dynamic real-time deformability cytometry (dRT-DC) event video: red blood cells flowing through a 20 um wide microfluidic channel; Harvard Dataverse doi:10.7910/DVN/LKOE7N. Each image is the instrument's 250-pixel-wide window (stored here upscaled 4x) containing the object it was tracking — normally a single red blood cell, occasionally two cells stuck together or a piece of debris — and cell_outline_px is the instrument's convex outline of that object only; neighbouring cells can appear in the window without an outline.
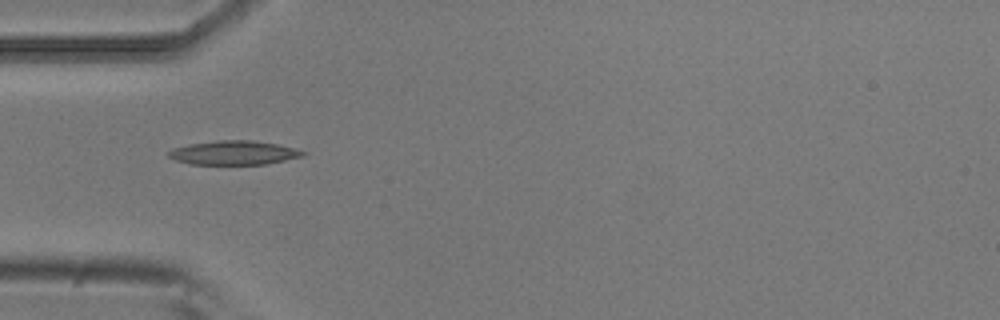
{"species": "common noctule bat (a hibernating species)", "species_latin": "Nyctalus noctula", "temperature_condition": "room temperature", "stored_images_in_passage": 3, "camera_frame_rate_fps": 3000, "um_per_image_px": 0.085, "animal": {"sex": "male", "body_mass_g": 20.5, "forearm_length_mm": 52.5}, "frame": {"image": 1, "passage_image": 1, "time_ms": 0.0, "image_size_px": [1000, 320], "cell_outline_px": [[308, 152], [304, 156], [268, 164], [192, 164], [176, 160], [168, 156], [168, 152], [172, 148], [188, 144], [220, 140], [252, 140], [276, 144]], "centroid_in_image_um": [19.88, 12.98], "position_along_channel_um": 65.1, "area_um2": 18.73}}
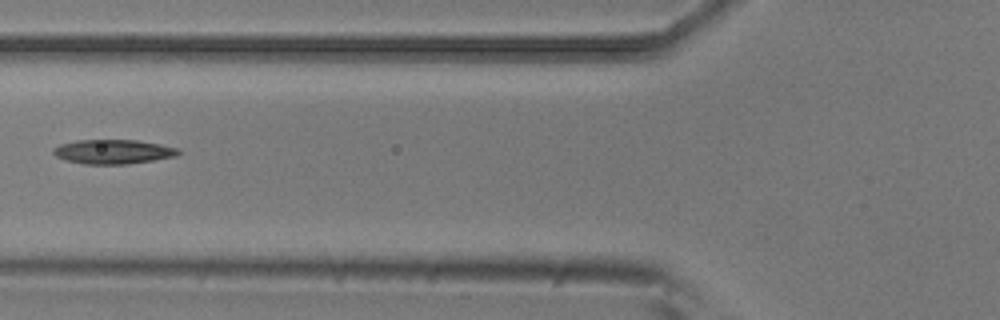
{"frame": {"image": 2, "passage_image": 2, "time_ms": 0.333, "image_size_px": [1000, 320], "cell_outline_px": [[180, 152], [176, 156], [128, 164], [84, 164], [64, 160], [56, 156], [52, 152], [52, 148], [60, 144], [76, 140], [136, 140], [160, 144], [180, 148]], "centroid_in_image_um": [9.59, 12.89], "position_along_channel_um": 116.2, "area_um2": 17.8}}
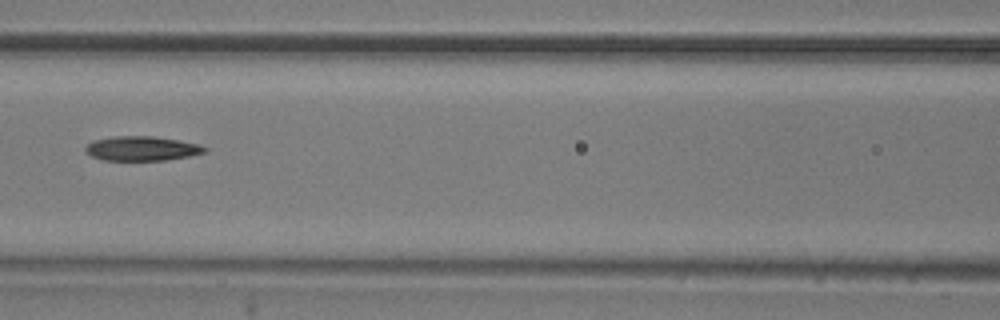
{"frame": {"image": 3, "passage_image": 3, "time_ms": 0.667, "image_size_px": [1000, 320], "cell_outline_px": [[208, 152], [188, 156], [164, 160], [104, 160], [92, 156], [84, 152], [84, 148], [92, 140], [112, 136], [152, 136], [180, 140], [200, 144], [208, 148]], "centroid_in_image_um": [12.06, 12.61], "position_along_channel_um": 154.5, "area_um2": 17.17}}